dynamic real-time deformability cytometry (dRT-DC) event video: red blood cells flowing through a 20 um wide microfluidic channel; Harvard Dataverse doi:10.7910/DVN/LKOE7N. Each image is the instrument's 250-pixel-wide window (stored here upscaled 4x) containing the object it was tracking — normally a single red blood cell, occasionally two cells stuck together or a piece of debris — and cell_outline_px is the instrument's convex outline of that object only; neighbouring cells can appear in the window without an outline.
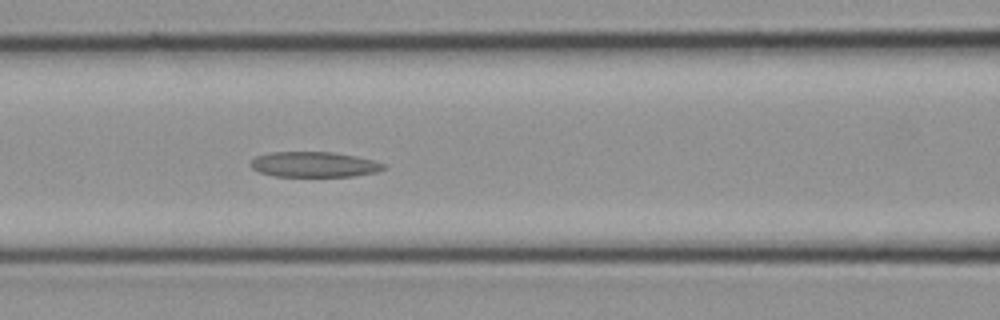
{"species": "common noctule bat (a hibernating species)", "species_latin": "Nyctalus noctula", "temperature_condition": "cold", "stored_images_in_passage": 7, "camera_frame_rate_fps": 3000, "um_per_image_px": 0.085, "animal": {"sex": "female", "body_mass_g": 21.9}, "frame": {"image": 1, "passage_image": 7, "time_ms": 2.0, "image_size_px": [1000, 320], "cell_outline_px": [[388, 168], [376, 172], [352, 176], [276, 176], [260, 172], [252, 168], [248, 164], [256, 156], [272, 152], [332, 152], [356, 156], [372, 160], [384, 164]], "centroid_in_image_um": [26.7, 13.97], "position_along_channel_um": 139.9, "area_um2": 19.54}}